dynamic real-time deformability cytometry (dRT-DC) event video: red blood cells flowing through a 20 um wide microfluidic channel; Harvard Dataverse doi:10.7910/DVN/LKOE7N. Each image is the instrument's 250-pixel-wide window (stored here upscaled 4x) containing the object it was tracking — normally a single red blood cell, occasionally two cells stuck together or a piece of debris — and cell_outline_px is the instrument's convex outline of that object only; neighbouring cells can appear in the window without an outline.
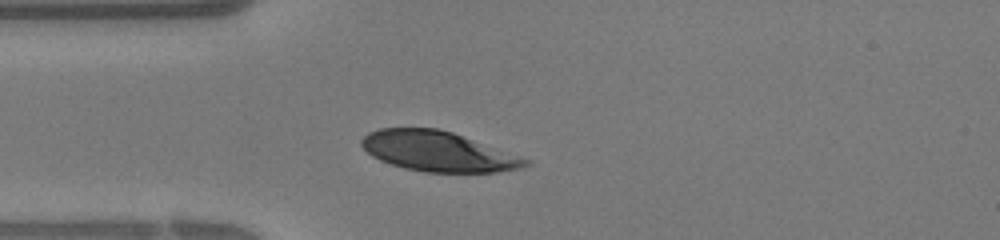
{"species": "human", "species_latin": "Homo sapiens", "temperature_condition": "warm", "stored_images_in_passage": 23, "camera_frame_rate_fps": 3000, "um_per_image_px": 0.085, "donor": {"sex": "female"}, "frame": {"image": 1, "passage_image": 1, "time_ms": 0.0, "image_size_px": [1000, 240], "cell_outline_px": [[532, 164], [524, 168], [496, 172], [424, 172], [404, 168], [380, 160], [372, 156], [360, 144], [360, 140], [368, 132], [380, 128], [436, 128], [452, 132], [532, 160]], "centroid_in_image_um": [37.26, 12.87], "position_along_channel_um": 47.7, "area_um2": 38.26}}
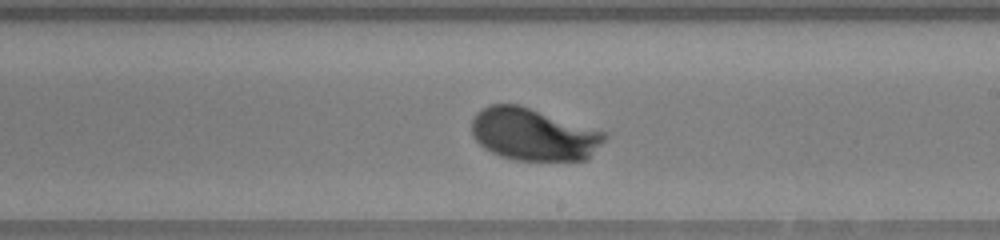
{"frame": {"image": 2, "passage_image": 13, "time_ms": 4.0, "image_size_px": [1000, 240], "cell_outline_px": [[608, 136], [588, 160], [516, 160], [500, 156], [484, 148], [472, 136], [472, 120], [476, 112], [488, 104], [520, 104], [604, 132]], "centroid_in_image_um": [45.32, 11.42], "position_along_channel_um": 243.7, "area_um2": 40.52}}
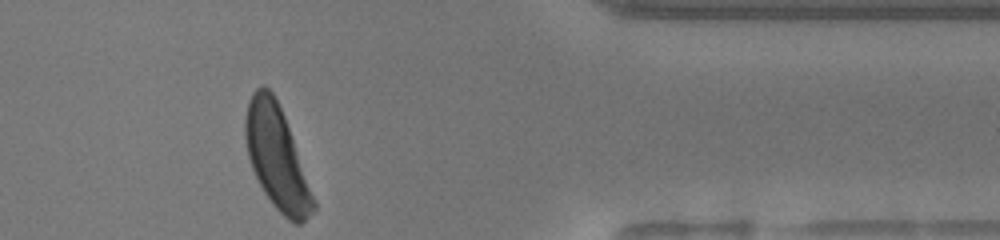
{"frame": {"image": 3, "passage_image": 23, "time_ms": 7.333, "image_size_px": [1000, 240], "cell_outline_px": [[316, 208], [300, 224], [296, 224], [288, 220], [272, 204], [264, 192], [252, 168], [248, 156], [244, 136], [244, 120], [248, 100], [252, 92], [260, 84], [264, 84], [272, 92], [284, 116], [316, 200]], "centroid_in_image_um": [23.51, 13.37], "position_along_channel_um": 387.9, "area_um2": 40.63}}